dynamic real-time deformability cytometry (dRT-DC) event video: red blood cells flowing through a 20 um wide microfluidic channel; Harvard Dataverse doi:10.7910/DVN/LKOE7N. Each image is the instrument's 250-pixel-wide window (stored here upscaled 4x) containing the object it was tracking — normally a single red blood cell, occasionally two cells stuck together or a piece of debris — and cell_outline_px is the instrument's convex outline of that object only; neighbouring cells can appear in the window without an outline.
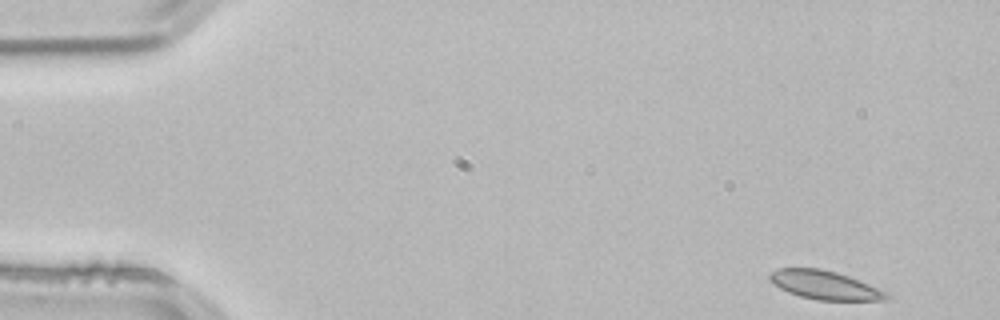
{"species": "common noctule bat (a hibernating species)", "species_latin": "Nyctalus noctula", "temperature_condition": "room temperature", "stored_images_in_passage": 13, "camera_frame_rate_fps": 3000, "um_per_image_px": 0.085, "animal": {"sex": "male", "body_mass_g": 21.5, "forearm_length_mm": 52.0}, "frame": {"image": 1, "passage_image": 1, "time_ms": 0.0, "image_size_px": [1000, 320], "cell_outline_px": [[892, 296], [884, 300], [816, 300], [800, 296], [788, 292], [780, 288], [768, 280], [768, 272], [776, 268], [820, 268], [836, 272], [848, 276], [888, 292]], "centroid_in_image_um": [70.06, 24.22], "position_along_channel_um": 14.9, "area_um2": 19.59}}
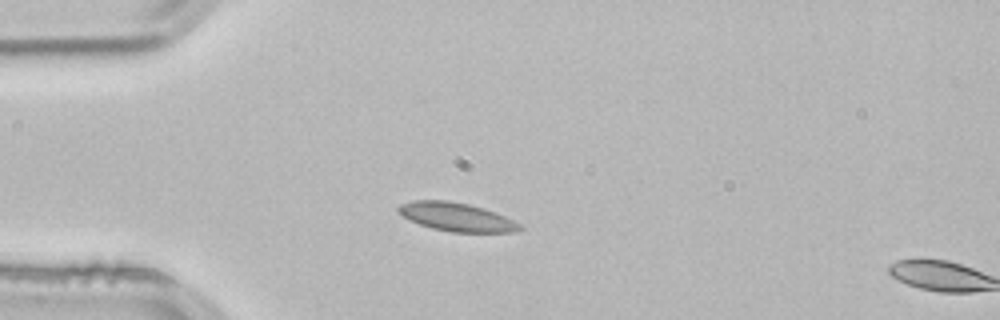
{"frame": {"image": 2, "passage_image": 11, "time_ms": 3.333, "image_size_px": [1000, 320], "cell_outline_px": [[524, 228], [516, 232], [452, 232], [432, 228], [408, 220], [396, 208], [400, 204], [412, 200], [448, 200], [468, 204], [484, 208], [504, 216], [520, 224]], "centroid_in_image_um": [38.8, 18.44], "position_along_channel_um": 46.2, "area_um2": 20.11}}